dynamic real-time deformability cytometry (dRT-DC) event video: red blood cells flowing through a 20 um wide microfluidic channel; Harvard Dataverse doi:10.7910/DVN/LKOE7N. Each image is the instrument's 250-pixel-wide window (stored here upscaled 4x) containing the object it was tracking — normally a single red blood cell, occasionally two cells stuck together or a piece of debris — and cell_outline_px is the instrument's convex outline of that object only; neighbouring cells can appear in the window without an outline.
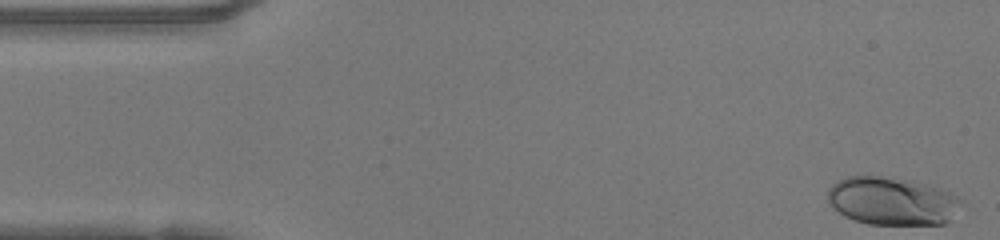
{"species": "human", "species_latin": "Homo sapiens", "temperature_condition": "warm", "stored_images_in_passage": 40, "camera_frame_rate_fps": 3000, "um_per_image_px": 0.085, "donor": {"sex": "female"}, "frame": {"image": 1, "passage_image": 1, "time_ms": 0.0, "image_size_px": [1000, 240], "cell_outline_px": [[964, 200], [948, 220], [944, 224], [868, 224], [844, 216], [832, 208], [828, 200], [828, 188], [836, 180], [848, 176], [880, 176], [912, 180], [928, 184], [952, 192]], "centroid_in_image_um": [75.81, 17.07], "position_along_channel_um": 9.2, "area_um2": 37.57}}
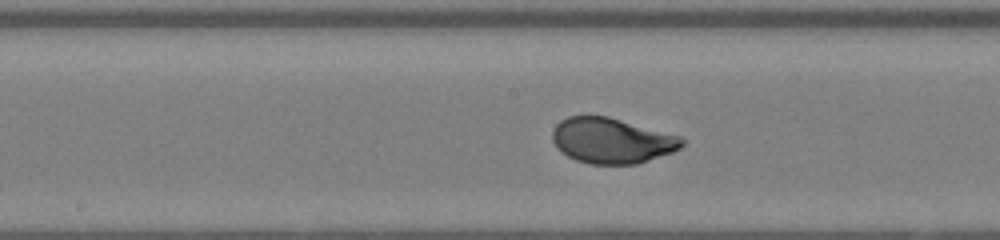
{"frame": {"image": 2, "passage_image": 23, "time_ms": 7.333, "image_size_px": [1000, 240], "cell_outline_px": [[684, 144], [680, 148], [672, 152], [636, 164], [588, 164], [576, 160], [560, 152], [556, 148], [552, 140], [552, 132], [556, 124], [560, 120], [568, 116], [608, 116], [680, 136], [684, 140]], "centroid_in_image_um": [51.96, 11.95], "position_along_channel_um": 196.2, "area_um2": 34.33}}
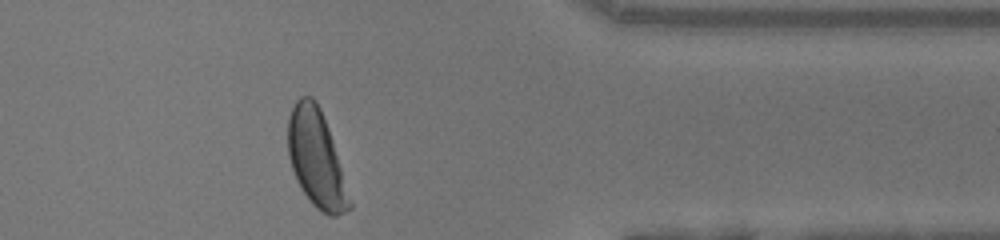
{"frame": {"image": 3, "passage_image": 38, "time_ms": 12.333, "image_size_px": [1000, 240], "cell_outline_px": [[352, 208], [336, 216], [328, 216], [316, 208], [312, 204], [300, 188], [296, 180], [288, 156], [288, 116], [296, 100], [300, 96], [312, 96], [316, 100], [320, 108], [328, 128], [352, 200]], "centroid_in_image_um": [26.88, 13.5], "position_along_channel_um": 384.5, "area_um2": 34.85}, "authors_computed_cell_mechanics": {"area_um2": 34.4777, "velocity_mm_per_s": 4.1827, "shape_relaxation_time_tau1_ms": 3.4295, "shape_relaxation_time_tau2_ms": null, "deformation_change_tau1": 0.1694, "deformation_change_tau2": null}}